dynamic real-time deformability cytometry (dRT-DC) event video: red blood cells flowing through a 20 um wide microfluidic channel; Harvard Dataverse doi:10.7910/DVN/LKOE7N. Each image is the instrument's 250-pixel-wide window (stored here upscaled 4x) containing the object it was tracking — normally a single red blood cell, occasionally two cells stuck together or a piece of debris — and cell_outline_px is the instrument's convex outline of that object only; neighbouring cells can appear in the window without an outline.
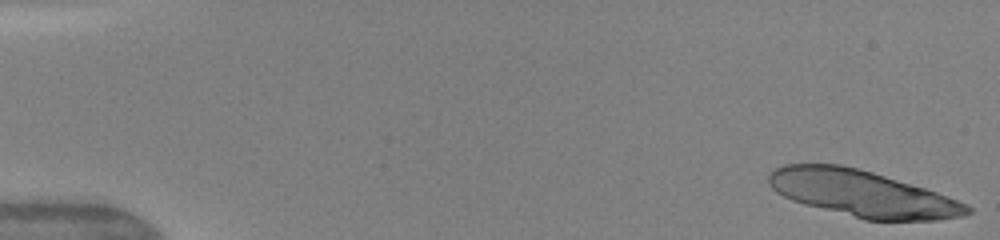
{"species": "human", "species_latin": "Homo sapiens", "temperature_condition": "warm", "stored_images_in_passage": 16, "camera_frame_rate_fps": 3000, "um_per_image_px": 0.085, "donor": {"sex": "female"}, "frame": {"image": 1, "passage_image": 1, "time_ms": 0.0, "image_size_px": [1000, 240], "cell_outline_px": [[972, 212], [964, 216], [936, 220], [864, 220], [804, 204], [792, 200], [776, 192], [768, 184], [768, 176], [776, 168], [784, 164], [840, 164], [872, 172], [924, 188], [936, 192], [968, 204], [972, 208]], "centroid_in_image_um": [73.29, 16.46], "position_along_channel_um": 11.7, "area_um2": 53.29}}